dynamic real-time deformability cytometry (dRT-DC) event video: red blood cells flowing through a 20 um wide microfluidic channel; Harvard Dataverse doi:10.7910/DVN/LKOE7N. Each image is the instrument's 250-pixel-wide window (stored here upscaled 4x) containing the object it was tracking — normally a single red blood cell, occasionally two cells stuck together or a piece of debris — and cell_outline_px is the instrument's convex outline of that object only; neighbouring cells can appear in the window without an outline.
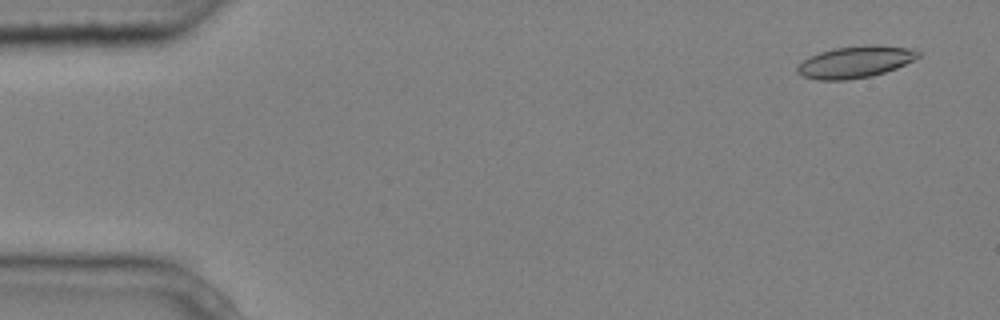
{"species": "common noctule bat (a hibernating species)", "species_latin": "Nyctalus noctula", "temperature_condition": "cold", "stored_images_in_passage": 12, "camera_frame_rate_fps": 3000, "um_per_image_px": 0.085, "animal": {"sex": "male", "body_mass_g": 20.4}, "frame": {"image": 1, "passage_image": 1, "time_ms": 0.0, "image_size_px": [1000, 320], "cell_outline_px": [[920, 56], [896, 68], [872, 76], [848, 80], [816, 80], [804, 76], [796, 72], [796, 68], [804, 60], [820, 52], [832, 48], [864, 44], [876, 44], [912, 48], [920, 52]], "centroid_in_image_um": [72.71, 5.25], "position_along_channel_um": 12.3, "area_um2": 22.48}}
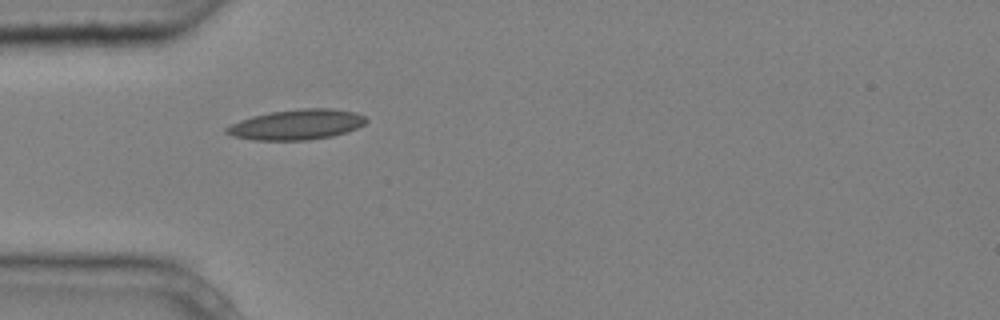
{"frame": {"image": 2, "passage_image": 4, "time_ms": 1.0, "image_size_px": [1000, 320], "cell_outline_px": [[368, 120], [364, 124], [356, 128], [332, 136], [308, 140], [252, 140], [232, 136], [224, 132], [224, 128], [240, 120], [252, 116], [272, 112], [300, 108], [332, 108], [356, 112], [364, 116]], "centroid_in_image_um": [25.2, 10.58], "position_along_channel_um": 59.8, "area_um2": 24.62}}
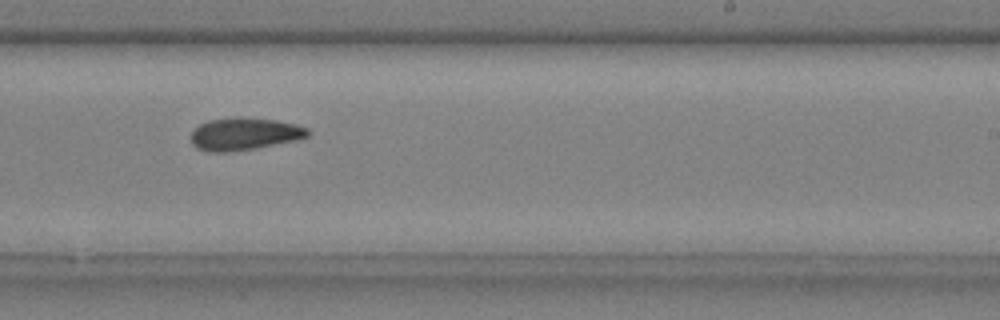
{"frame": {"image": 3, "passage_image": 9, "time_ms": 2.667, "image_size_px": [1000, 320], "cell_outline_px": [[308, 136], [296, 140], [256, 148], [228, 152], [212, 152], [196, 148], [192, 144], [192, 132], [200, 124], [208, 120], [236, 116], [276, 120], [296, 124], [308, 128]], "centroid_in_image_um": [20.76, 11.37], "position_along_channel_um": 268.2, "area_um2": 22.08}}